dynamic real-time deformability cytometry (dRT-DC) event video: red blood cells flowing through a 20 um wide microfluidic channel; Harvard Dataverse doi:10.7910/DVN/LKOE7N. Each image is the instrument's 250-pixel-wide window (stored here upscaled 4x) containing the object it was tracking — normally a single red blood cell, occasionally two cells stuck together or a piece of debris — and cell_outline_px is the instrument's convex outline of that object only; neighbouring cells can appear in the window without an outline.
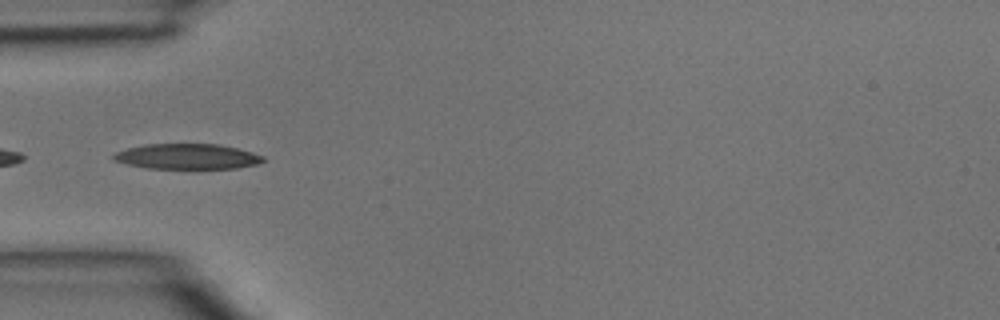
{"species": "common noctule bat (a hibernating species)", "species_latin": "Nyctalus noctula", "temperature_condition": "room temperature", "stored_images_in_passage": 9, "camera_frame_rate_fps": 3000, "um_per_image_px": 0.085, "animal": {"sex": "male", "body_mass_g": 15.6}, "frame": {"image": 1, "passage_image": 4, "time_ms": 1.0, "image_size_px": [1000, 320], "cell_outline_px": [[264, 160], [256, 164], [236, 168], [148, 168], [128, 164], [116, 160], [112, 156], [116, 152], [128, 148], [144, 144], [220, 144], [252, 152], [264, 156]], "centroid_in_image_um": [15.93, 13.29], "position_along_channel_um": 69.1, "area_um2": 21.79}}
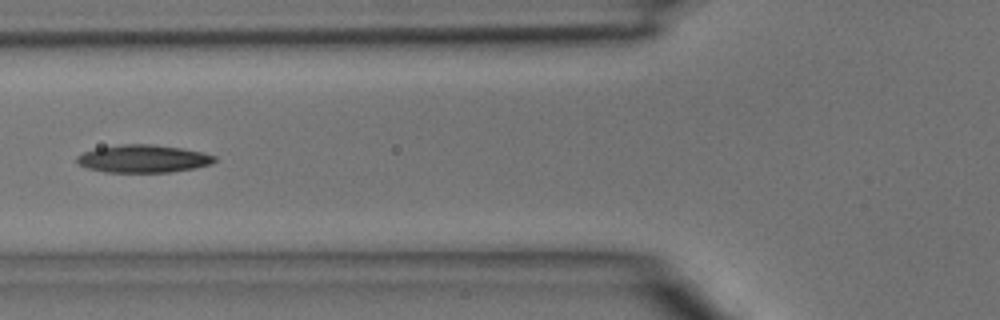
{"frame": {"image": 2, "passage_image": 7, "time_ms": 2.0, "image_size_px": [1000, 320], "cell_outline_px": [[216, 160], [212, 164], [196, 168], [172, 172], [104, 172], [88, 168], [80, 164], [76, 160], [76, 156], [84, 152], [96, 148], [124, 144], [152, 144], [180, 148], [204, 152], [216, 156]], "centroid_in_image_um": [12.21, 13.49], "position_along_channel_um": 113.6, "area_um2": 22.31}}